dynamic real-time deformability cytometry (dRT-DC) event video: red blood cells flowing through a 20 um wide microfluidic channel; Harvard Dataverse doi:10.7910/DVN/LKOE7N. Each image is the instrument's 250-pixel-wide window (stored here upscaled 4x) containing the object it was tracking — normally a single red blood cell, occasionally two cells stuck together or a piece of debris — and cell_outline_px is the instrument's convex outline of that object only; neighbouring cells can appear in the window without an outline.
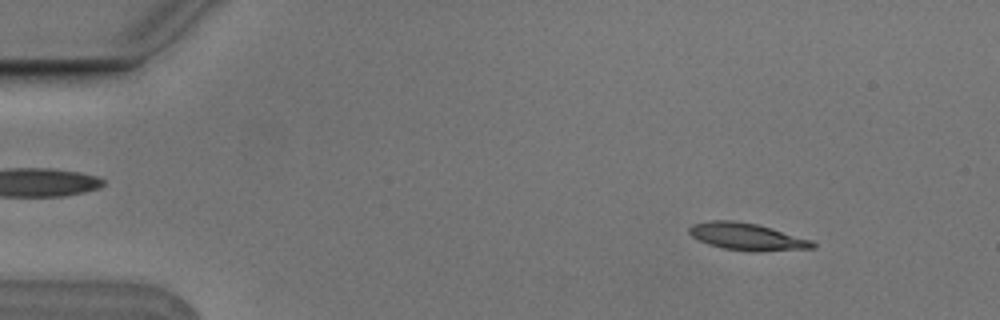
{"species": "Egyptian fruit bat (a non-hibernating species)", "species_latin": "Rousettus aegyptiacus", "temperature_condition": "cold", "stored_images_in_passage": 4, "camera_frame_rate_fps": 3000, "um_per_image_px": 0.085, "animal": {"sex": "male"}, "frame": {"image": 1, "passage_image": 1, "time_ms": 0.0, "image_size_px": [1000, 320], "cell_outline_px": [[816, 248], [760, 252], [752, 252], [720, 248], [708, 244], [692, 236], [688, 232], [688, 228], [692, 224], [712, 220], [732, 220], [756, 224], [772, 228], [812, 240], [816, 244]], "centroid_in_image_um": [63.51, 20.13], "position_along_channel_um": 21.5, "area_um2": 19.71}}
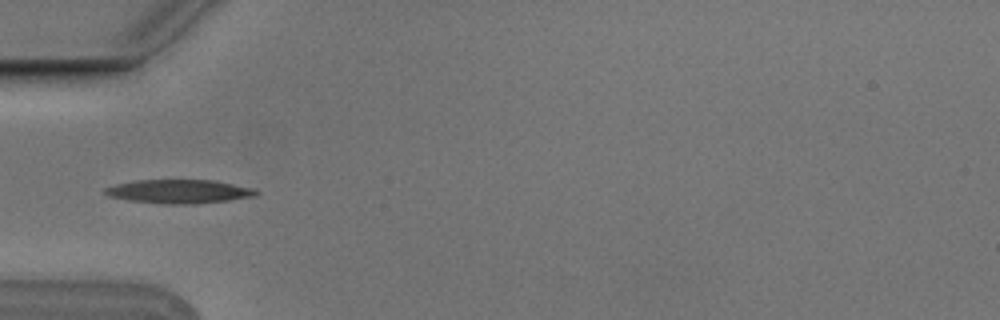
{"frame": {"image": 2, "passage_image": 4, "time_ms": 1.0, "image_size_px": [1000, 320], "cell_outline_px": [[260, 192], [256, 196], [228, 200], [196, 204], [164, 204], [128, 200], [108, 196], [104, 192], [104, 188], [116, 184], [136, 180], [216, 180], [252, 188]], "centroid_in_image_um": [15.22, 16.27], "position_along_channel_um": 69.8, "area_um2": 20.98}}